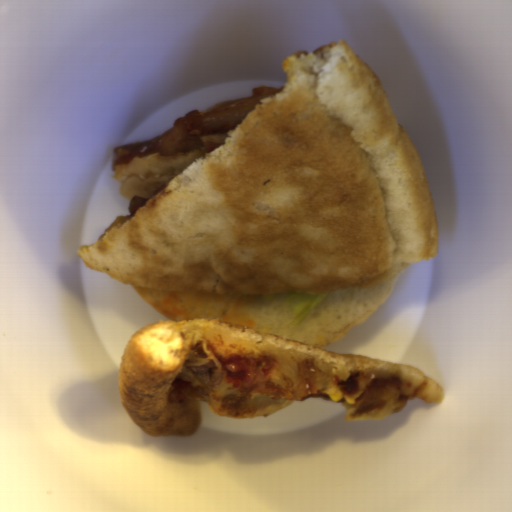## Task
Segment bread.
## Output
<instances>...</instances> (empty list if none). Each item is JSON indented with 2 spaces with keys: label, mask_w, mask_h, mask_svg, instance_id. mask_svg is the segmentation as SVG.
<instances>
[{
  "label": "bread",
  "mask_w": 512,
  "mask_h": 512,
  "mask_svg": "<svg viewBox=\"0 0 512 512\" xmlns=\"http://www.w3.org/2000/svg\"><path fill=\"white\" fill-rule=\"evenodd\" d=\"M400 272L360 287L325 292L300 322L292 320L287 294H225L132 285L146 304L168 320L219 319L321 348L339 341L374 315Z\"/></svg>",
  "instance_id": "8d2b1439"
},
{
  "label": "bread",
  "mask_w": 512,
  "mask_h": 512,
  "mask_svg": "<svg viewBox=\"0 0 512 512\" xmlns=\"http://www.w3.org/2000/svg\"><path fill=\"white\" fill-rule=\"evenodd\" d=\"M205 153L161 156L153 152L141 159L135 156L128 163L115 166L112 177L119 182V194L128 201L134 196L147 199Z\"/></svg>",
  "instance_id": "cb027b5d"
}]
</instances>
